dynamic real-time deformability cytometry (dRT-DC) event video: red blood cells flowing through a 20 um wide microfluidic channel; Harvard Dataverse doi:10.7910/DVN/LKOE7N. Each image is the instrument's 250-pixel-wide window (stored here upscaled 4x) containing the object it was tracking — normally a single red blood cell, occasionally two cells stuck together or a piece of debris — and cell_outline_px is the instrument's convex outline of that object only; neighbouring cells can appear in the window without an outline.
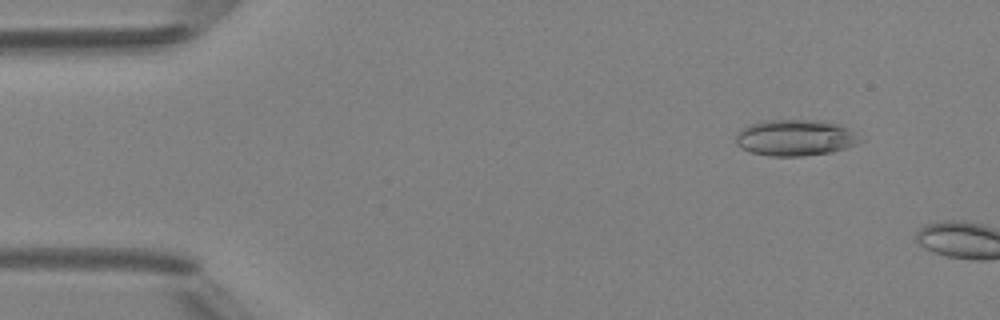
{"species": "Egyptian fruit bat (a non-hibernating species)", "species_latin": "Rousettus aegyptiacus", "temperature_condition": "room temperature", "stored_images_in_passage": 8, "camera_frame_rate_fps": 3000, "um_per_image_px": 0.085, "animal": {"sex": "female"}, "frame": {"image": 1, "passage_image": 5, "time_ms": 1.333, "image_size_px": [1000, 320], "cell_outline_px": [[860, 140], [856, 144], [832, 152], [804, 156], [768, 156], [752, 152], [740, 148], [736, 144], [736, 136], [740, 128], [748, 124], [764, 120], [820, 120], [840, 124], [848, 128]], "centroid_in_image_um": [67.53, 11.7], "position_along_channel_um": 17.5, "area_um2": 26.24}}